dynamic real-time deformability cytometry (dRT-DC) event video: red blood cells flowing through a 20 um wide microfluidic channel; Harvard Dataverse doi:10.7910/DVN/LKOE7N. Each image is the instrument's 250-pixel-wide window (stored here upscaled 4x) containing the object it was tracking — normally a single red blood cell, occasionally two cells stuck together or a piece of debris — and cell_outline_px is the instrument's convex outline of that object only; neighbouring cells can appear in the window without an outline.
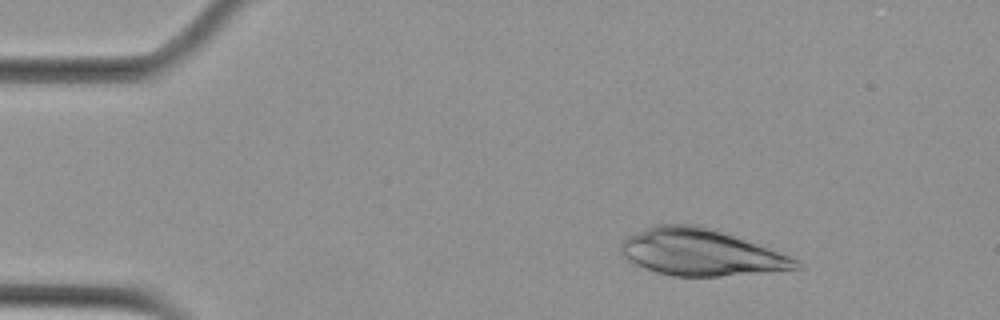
{"species": "Egyptian fruit bat (a non-hibernating species)", "species_latin": "Rousettus aegyptiacus", "temperature_condition": "cold", "stored_images_in_passage": 5, "camera_frame_rate_fps": 3000, "um_per_image_px": 0.085, "animal": {"sex": "female"}, "frame": {"image": 1, "passage_image": 3, "time_ms": 2.333, "image_size_px": [1000, 320], "cell_outline_px": [[804, 268], [764, 272], [720, 276], [672, 276], [656, 272], [644, 268], [628, 260], [620, 252], [620, 244], [628, 236], [656, 224], [696, 224], [768, 248], [788, 256], [796, 260]], "centroid_in_image_um": [59.51, 21.46], "position_along_channel_um": 25.5, "area_um2": 46.76}}